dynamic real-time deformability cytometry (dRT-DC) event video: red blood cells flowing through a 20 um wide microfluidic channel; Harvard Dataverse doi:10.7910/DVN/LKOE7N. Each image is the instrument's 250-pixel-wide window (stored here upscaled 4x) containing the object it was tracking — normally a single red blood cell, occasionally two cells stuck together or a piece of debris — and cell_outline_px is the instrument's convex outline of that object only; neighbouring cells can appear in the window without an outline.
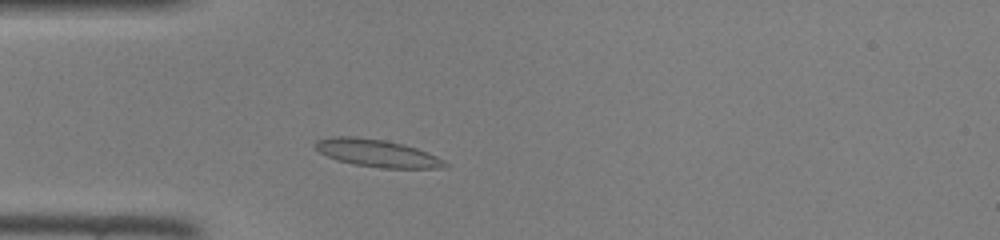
{"species": "common noctule bat (a hibernating species)", "species_latin": "Nyctalus noctula", "temperature_condition": "room temperature", "stored_images_in_passage": 39, "camera_frame_rate_fps": 3000, "um_per_image_px": 0.085, "animal": {"sex": "female", "body_mass_g": 22.0, "forearm_length_mm": 56.7}, "frame": {"image": 1, "passage_image": 6, "time_ms": 1.667, "image_size_px": [1000, 240], "cell_outline_px": [[452, 164], [448, 168], [384, 168], [352, 164], [336, 160], [320, 152], [316, 148], [316, 140], [332, 136], [356, 136], [384, 140], [404, 144], [416, 148], [436, 156]], "centroid_in_image_um": [32.1, 13.02], "position_along_channel_um": 52.9, "area_um2": 20.87}}
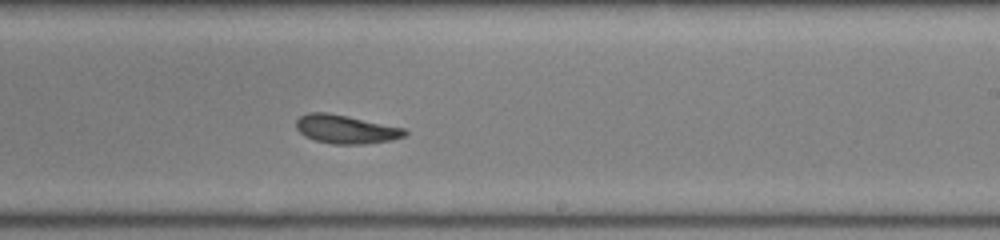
{"frame": {"image": 2, "passage_image": 21, "time_ms": 6.667, "image_size_px": [1000, 240], "cell_outline_px": [[408, 132], [404, 136], [392, 140], [364, 144], [332, 144], [316, 140], [304, 136], [296, 128], [296, 120], [300, 116], [308, 112], [328, 112], [348, 116], [404, 128]], "centroid_in_image_um": [29.37, 10.98], "position_along_channel_um": 259.6, "area_um2": 18.09}}
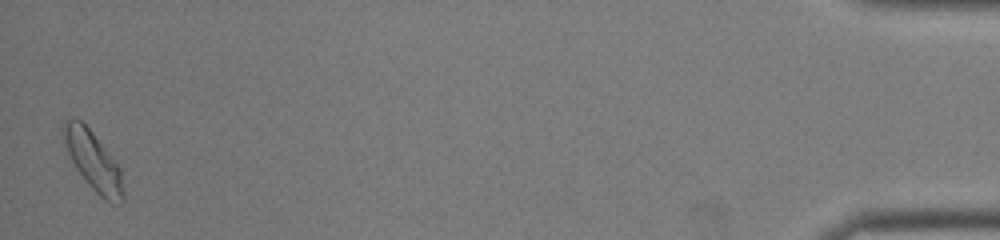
{"frame": {"image": 3, "passage_image": 39, "time_ms": 12.667, "image_size_px": [1000, 240], "cell_outline_px": [[124, 200], [120, 204], [112, 204], [104, 200], [88, 184], [76, 168], [68, 152], [64, 140], [64, 120], [80, 120], [92, 132], [108, 152], [120, 168], [124, 192]], "centroid_in_image_um": [7.97, 13.76], "position_along_channel_um": 427.2, "area_um2": 19.94}}